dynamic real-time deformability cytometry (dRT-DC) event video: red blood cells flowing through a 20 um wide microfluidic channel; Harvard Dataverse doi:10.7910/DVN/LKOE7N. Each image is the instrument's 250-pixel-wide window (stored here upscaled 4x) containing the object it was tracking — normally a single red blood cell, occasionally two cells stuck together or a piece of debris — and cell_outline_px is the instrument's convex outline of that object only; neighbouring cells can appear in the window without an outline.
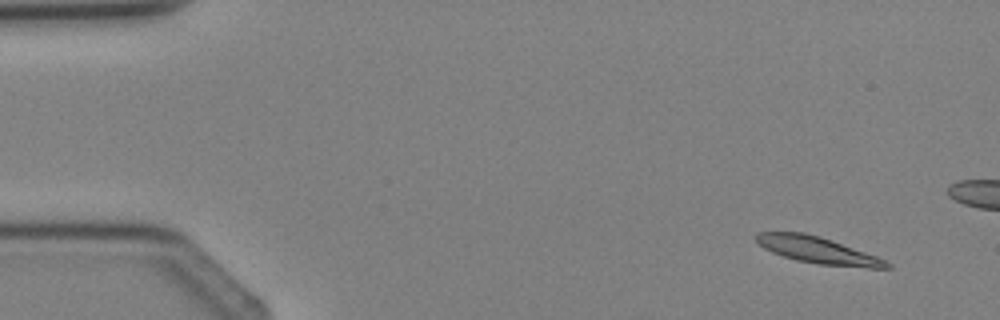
{"species": "Egyptian fruit bat (a non-hibernating species)", "species_latin": "Rousettus aegyptiacus", "temperature_condition": "cold", "stored_images_in_passage": 4, "camera_frame_rate_fps": 3000, "um_per_image_px": 0.085, "animal": {"sex": "female"}, "frame": {"image": 1, "passage_image": 1, "time_ms": 0.0, "image_size_px": [1000, 320], "cell_outline_px": [[892, 268], [868, 268], [820, 264], [796, 260], [772, 252], [764, 248], [756, 240], [756, 232], [804, 232], [820, 236], [832, 240], [876, 256], [892, 264]], "centroid_in_image_um": [69.52, 21.26], "position_along_channel_um": 15.5, "area_um2": 20.06}}